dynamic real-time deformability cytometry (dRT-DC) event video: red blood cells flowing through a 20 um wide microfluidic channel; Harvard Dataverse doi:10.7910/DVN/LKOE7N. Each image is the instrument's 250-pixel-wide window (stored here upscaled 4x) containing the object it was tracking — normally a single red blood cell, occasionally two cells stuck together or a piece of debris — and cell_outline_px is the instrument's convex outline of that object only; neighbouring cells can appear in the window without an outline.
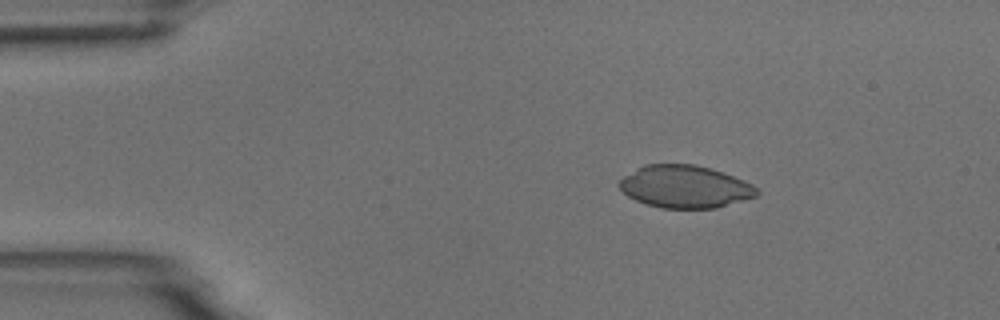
{"species": "common noctule bat (a hibernating species)", "species_latin": "Nyctalus noctula", "temperature_condition": "room temperature", "stored_images_in_passage": 2, "camera_frame_rate_fps": 3000, "um_per_image_px": 0.085, "animal": {"sex": "male", "body_mass_g": 18.8}, "frame": {"image": 1, "passage_image": 1, "time_ms": 0.0, "image_size_px": [1000, 320], "cell_outline_px": [[760, 192], [756, 196], [716, 208], [664, 208], [648, 204], [636, 200], [628, 196], [620, 188], [620, 180], [624, 176], [636, 168], [644, 164], [696, 164], [744, 180], [752, 184]], "centroid_in_image_um": [58.22, 15.86], "position_along_channel_um": 26.8, "area_um2": 33.7}}